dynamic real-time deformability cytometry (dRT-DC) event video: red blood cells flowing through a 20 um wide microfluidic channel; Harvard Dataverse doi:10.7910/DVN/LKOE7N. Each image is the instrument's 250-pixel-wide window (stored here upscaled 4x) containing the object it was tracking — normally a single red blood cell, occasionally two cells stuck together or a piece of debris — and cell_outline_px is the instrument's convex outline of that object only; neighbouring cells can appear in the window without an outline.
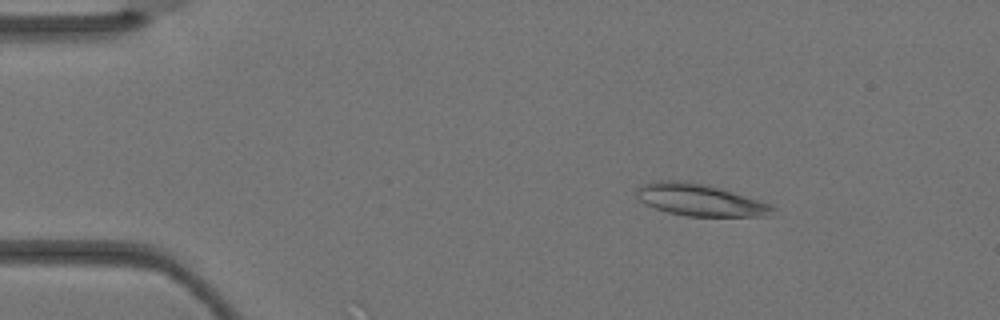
{"species": "Egyptian fruit bat (a non-hibernating species)", "species_latin": "Rousettus aegyptiacus", "temperature_condition": "warm", "stored_images_in_passage": 2, "camera_frame_rate_fps": 3000, "um_per_image_px": 0.085, "animal": {"sex": "female"}, "frame": {"image": 1, "passage_image": 1, "time_ms": 0.0, "image_size_px": [1000, 320], "cell_outline_px": [[776, 208], [772, 216], [684, 216], [668, 212], [644, 204], [636, 196], [636, 188], [640, 184], [656, 180], [680, 180], [708, 184], [768, 204]], "centroid_in_image_um": [59.42, 16.99], "position_along_channel_um": 25.6, "area_um2": 25.37}}
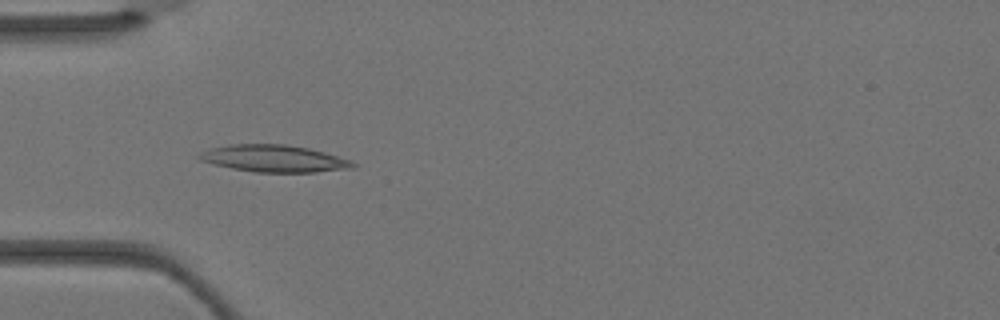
{"frame": {"image": 2, "passage_image": 2, "time_ms": 0.333, "image_size_px": [1000, 320], "cell_outline_px": [[356, 164], [352, 168], [316, 172], [256, 172], [232, 168], [212, 164], [200, 160], [196, 156], [200, 152], [208, 148], [232, 144], [284, 144], [308, 148], [324, 152], [348, 160]], "centroid_in_image_um": [23.22, 13.47], "position_along_channel_um": 61.8, "area_um2": 24.04}}